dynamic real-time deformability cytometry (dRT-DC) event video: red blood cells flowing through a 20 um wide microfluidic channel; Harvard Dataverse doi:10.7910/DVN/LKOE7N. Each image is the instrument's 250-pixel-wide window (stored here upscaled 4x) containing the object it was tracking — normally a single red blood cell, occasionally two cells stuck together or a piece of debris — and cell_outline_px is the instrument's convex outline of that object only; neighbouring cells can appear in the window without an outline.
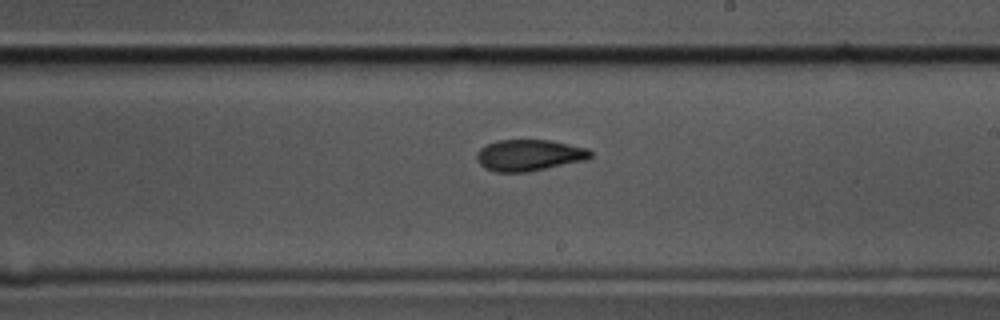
{"species": "common noctule bat (a hibernating species)", "species_latin": "Nyctalus noctula", "temperature_condition": "cold", "stored_images_in_passage": 41, "camera_frame_rate_fps": 3000, "um_per_image_px": 0.085, "animal": {"sex": "male", "body_mass_g": 17.5, "forearm_length_mm": 52.3}, "frame": {"image": 1, "passage_image": 17, "time_ms": 5.333, "image_size_px": [1000, 320], "cell_outline_px": [[592, 156], [588, 160], [528, 172], [496, 172], [484, 168], [476, 160], [476, 152], [480, 148], [496, 140], [552, 140], [588, 148], [592, 152]], "centroid_in_image_um": [44.99, 13.19], "position_along_channel_um": 244.0, "area_um2": 21.1}}
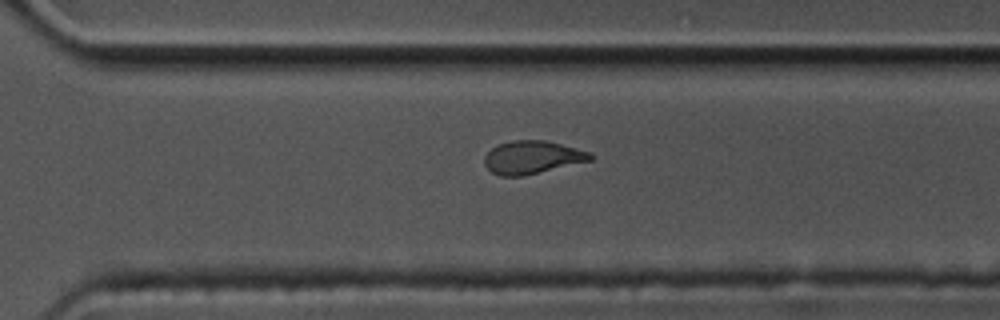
{"frame": {"image": 2, "passage_image": 24, "time_ms": 7.667, "image_size_px": [1000, 320], "cell_outline_px": [[592, 160], [520, 176], [500, 176], [492, 172], [484, 164], [484, 156], [492, 148], [500, 144], [512, 140], [544, 140], [592, 152]], "centroid_in_image_um": [45.22, 13.36], "position_along_channel_um": 325.4, "area_um2": 20.06}}
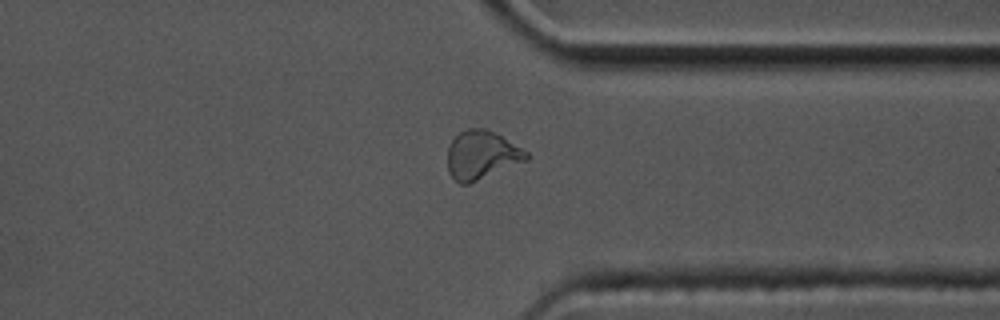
{"frame": {"image": 3, "passage_image": 28, "time_ms": 9.0, "image_size_px": [1000, 320], "cell_outline_px": [[528, 160], [468, 184], [460, 184], [448, 172], [448, 148], [452, 140], [460, 132], [468, 128], [484, 128], [496, 132], [528, 152]], "centroid_in_image_um": [40.94, 13.17], "position_along_channel_um": 370.5, "area_um2": 22.2}, "authors_computed_cell_mechanics": {"area_um2": 21.5594, "velocity_mm_per_s": 3.4936, "shape_relaxation_time_tau1_ms": 9.2195, "shape_relaxation_time_tau2_ms": 4.0447, "deformation_change_tau1": 0.2221, "deformation_change_tau2": 0.0943}}